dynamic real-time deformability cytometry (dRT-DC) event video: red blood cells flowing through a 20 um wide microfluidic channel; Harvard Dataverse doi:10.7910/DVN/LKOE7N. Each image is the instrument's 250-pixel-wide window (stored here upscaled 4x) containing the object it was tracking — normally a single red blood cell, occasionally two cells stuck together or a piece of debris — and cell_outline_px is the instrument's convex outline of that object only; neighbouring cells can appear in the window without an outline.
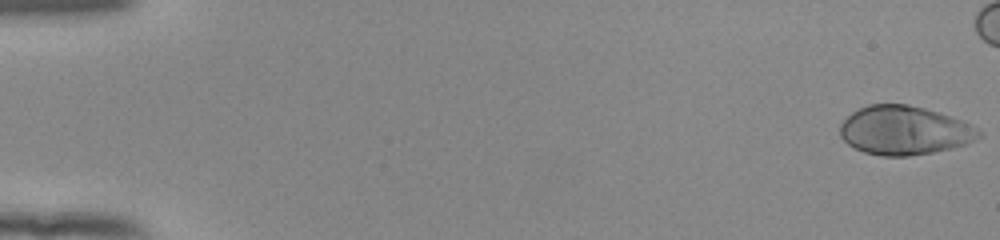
{"species": "human", "species_latin": "Homo sapiens", "temperature_condition": "room temperature", "stored_images_in_passage": 48, "camera_frame_rate_fps": 3000, "um_per_image_px": 0.085, "donor": {"sex": "female"}, "frame": {"image": 1, "passage_image": 1, "time_ms": 0.0, "image_size_px": [1000, 240], "cell_outline_px": [[984, 136], [964, 144], [952, 148], [932, 152], [908, 156], [884, 156], [864, 152], [848, 144], [840, 136], [840, 124], [852, 112], [868, 104], [908, 104], [924, 108], [960, 120], [976, 128]], "centroid_in_image_um": [76.84, 11.09], "position_along_channel_um": 8.2, "area_um2": 39.13}}
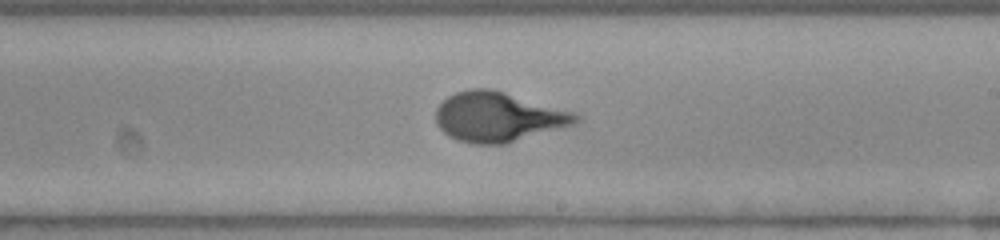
{"frame": {"image": 2, "passage_image": 33, "time_ms": 10.667, "image_size_px": [1000, 240], "cell_outline_px": [[580, 120], [572, 124], [504, 144], [476, 144], [460, 140], [448, 136], [436, 124], [436, 108], [448, 96], [456, 92], [472, 88], [492, 88], [576, 112], [580, 116]], "centroid_in_image_um": [42.33, 9.92], "position_along_channel_um": 246.7, "area_um2": 40.29}}
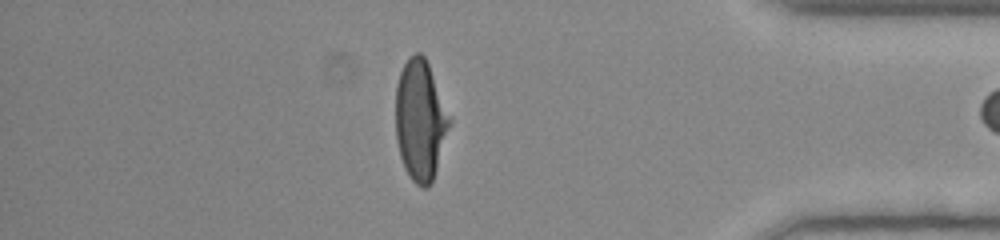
{"frame": {"image": 3, "passage_image": 47, "time_ms": 15.333, "image_size_px": [1000, 240], "cell_outline_px": [[452, 120], [432, 184], [428, 188], [424, 188], [416, 184], [412, 180], [404, 168], [400, 156], [396, 140], [396, 84], [400, 72], [408, 56], [416, 52], [420, 52], [424, 56], [428, 64]], "centroid_in_image_um": [35.72, 10.24], "position_along_channel_um": 399.5, "area_um2": 37.97}}